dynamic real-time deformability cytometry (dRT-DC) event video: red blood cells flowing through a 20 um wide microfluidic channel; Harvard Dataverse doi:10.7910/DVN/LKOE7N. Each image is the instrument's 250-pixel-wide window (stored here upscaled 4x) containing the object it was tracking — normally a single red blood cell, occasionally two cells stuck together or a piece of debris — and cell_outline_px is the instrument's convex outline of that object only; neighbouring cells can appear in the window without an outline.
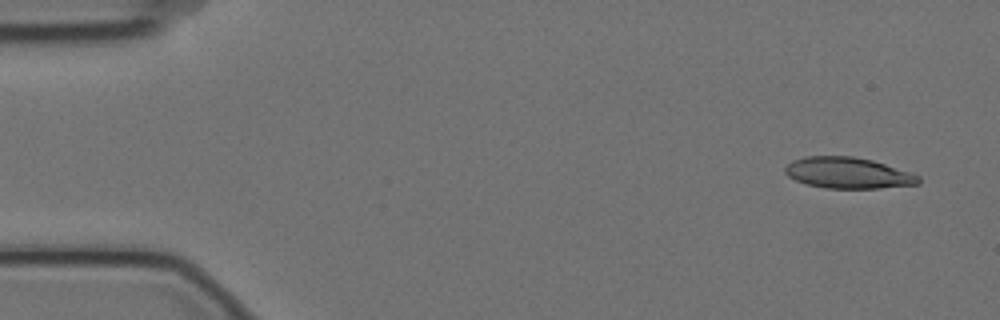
{"species": "Egyptian fruit bat (a non-hibernating species)", "species_latin": "Rousettus aegyptiacus", "temperature_condition": "cold", "stored_images_in_passage": 6, "camera_frame_rate_fps": 3000, "um_per_image_px": 0.085, "animal": {"sex": "female"}, "frame": {"image": 1, "passage_image": 1, "time_ms": 0.0, "image_size_px": [1000, 320], "cell_outline_px": [[920, 184], [880, 188], [824, 188], [808, 184], [796, 180], [788, 176], [784, 172], [784, 168], [792, 160], [804, 156], [852, 156], [872, 160], [912, 172], [920, 176]], "centroid_in_image_um": [72.09, 14.69], "position_along_channel_um": 12.9, "area_um2": 24.28}}
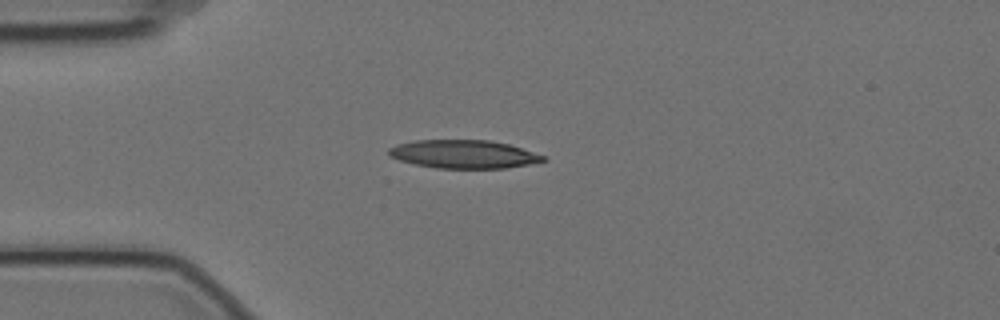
{"frame": {"image": 2, "passage_image": 4, "time_ms": 1.0, "image_size_px": [1000, 320], "cell_outline_px": [[548, 160], [528, 164], [504, 168], [436, 168], [416, 164], [400, 160], [388, 156], [388, 148], [396, 144], [416, 140], [488, 140], [508, 144], [544, 156]], "centroid_in_image_um": [39.36, 13.1], "position_along_channel_um": 45.6, "area_um2": 25.26}}
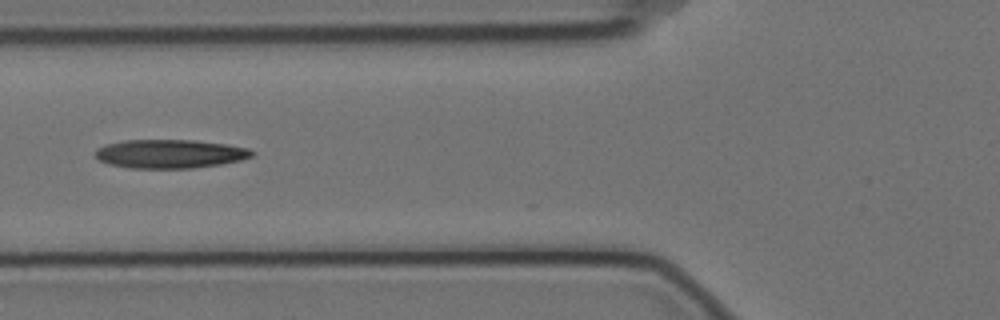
{"frame": {"image": 3, "passage_image": 6, "time_ms": 1.667, "image_size_px": [1000, 320], "cell_outline_px": [[256, 152], [252, 156], [240, 160], [220, 164], [192, 168], [132, 168], [108, 164], [100, 160], [96, 156], [96, 148], [104, 144], [124, 140], [196, 140], [228, 144], [248, 148]], "centroid_in_image_um": [14.45, 13.06], "position_along_channel_um": 111.4, "area_um2": 26.3}}